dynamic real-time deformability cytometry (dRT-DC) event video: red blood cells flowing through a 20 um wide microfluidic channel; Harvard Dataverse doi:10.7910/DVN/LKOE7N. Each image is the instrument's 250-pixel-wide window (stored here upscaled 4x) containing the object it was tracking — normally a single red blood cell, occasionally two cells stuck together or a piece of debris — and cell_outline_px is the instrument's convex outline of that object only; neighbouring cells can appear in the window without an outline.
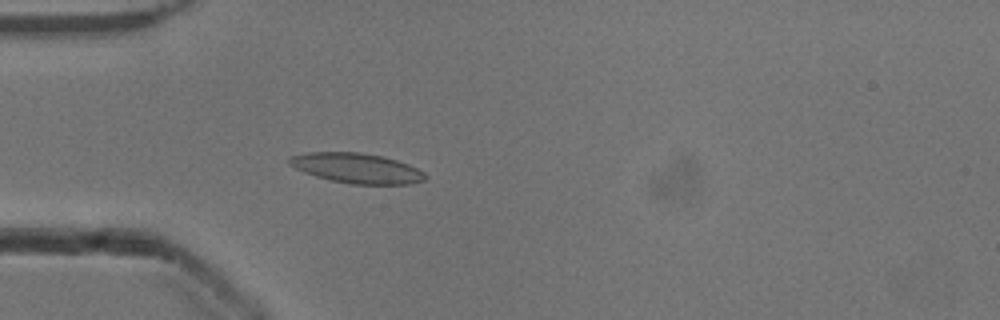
{"species": "common noctule bat (a hibernating species)", "species_latin": "Nyctalus noctula", "temperature_condition": "cold", "stored_images_in_passage": 53, "camera_frame_rate_fps": 3000, "um_per_image_px": 0.085, "animal": {"sex": "male", "body_mass_g": 13.3}, "frame": {"image": 1, "passage_image": 16, "time_ms": 5.0, "image_size_px": [1000, 320], "cell_outline_px": [[428, 176], [424, 180], [408, 184], [352, 184], [332, 180], [316, 176], [304, 172], [288, 164], [288, 156], [308, 152], [360, 152], [384, 156], [408, 164], [424, 172]], "centroid_in_image_um": [30.31, 14.28], "position_along_channel_um": 54.7, "area_um2": 23.76}}
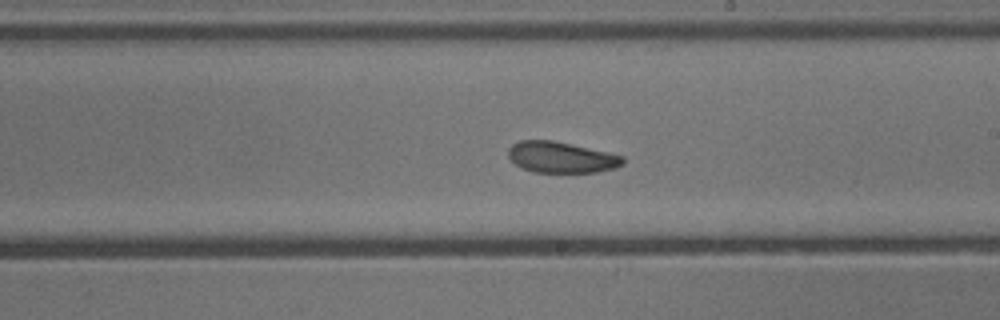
{"frame": {"image": 2, "passage_image": 31, "time_ms": 10.0, "image_size_px": [1000, 320], "cell_outline_px": [[624, 164], [616, 168], [596, 172], [536, 172], [520, 168], [508, 156], [508, 148], [512, 144], [520, 140], [552, 140], [608, 152], [624, 156]], "centroid_in_image_um": [47.71, 13.37], "position_along_channel_um": 241.3, "area_um2": 20.75}}
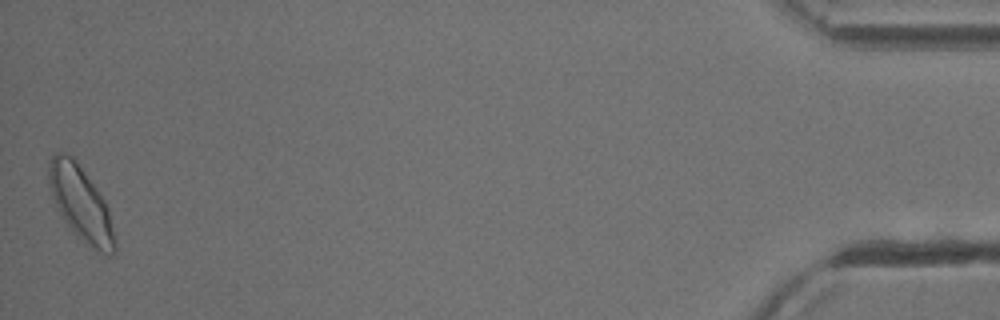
{"frame": {"image": 3, "passage_image": 53, "time_ms": 17.333, "image_size_px": [1000, 320], "cell_outline_px": [[116, 252], [112, 256], [108, 256], [84, 244], [72, 232], [64, 220], [52, 196], [48, 184], [48, 164], [52, 156], [56, 152], [64, 152], [72, 156], [84, 172], [104, 200], [108, 208], [116, 240]], "centroid_in_image_um": [6.88, 17.35], "position_along_channel_um": 428.3, "area_um2": 28.61}, "authors_computed_cell_mechanics": {"area_um2": 22.253, "velocity_mm_per_s": 3.8695, "shape_relaxation_time_tau1_ms": 9.6906, "shape_relaxation_time_tau2_ms": 2.9873, "deformation_change_tau1": 0.2013, "deformation_change_tau2": 0.0821}}